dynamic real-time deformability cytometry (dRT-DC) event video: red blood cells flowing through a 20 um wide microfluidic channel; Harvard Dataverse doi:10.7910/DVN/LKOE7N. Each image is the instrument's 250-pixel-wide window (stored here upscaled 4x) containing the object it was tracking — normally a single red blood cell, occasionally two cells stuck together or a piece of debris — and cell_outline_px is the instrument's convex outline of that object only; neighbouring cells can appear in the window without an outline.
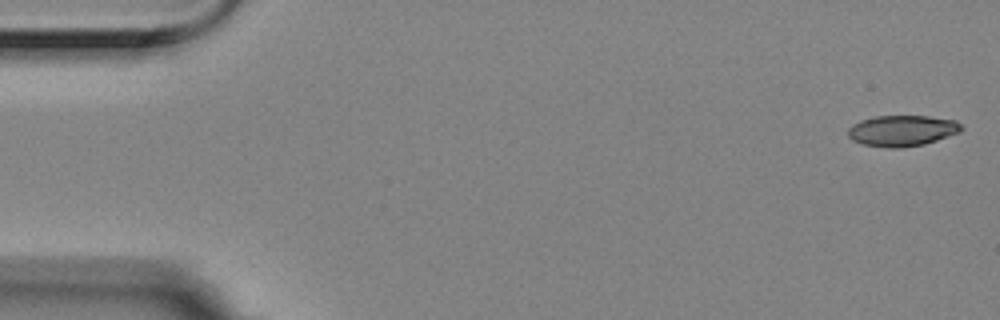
{"species": "Egyptian fruit bat (a non-hibernating species)", "species_latin": "Rousettus aegyptiacus", "temperature_condition": "room temperature", "stored_images_in_passage": 5, "camera_frame_rate_fps": 3000, "um_per_image_px": 0.085, "animal": {"sex": "female"}, "frame": {"image": 1, "passage_image": 1, "time_ms": 0.0, "image_size_px": [1000, 320], "cell_outline_px": [[964, 128], [960, 132], [924, 144], [900, 148], [888, 148], [864, 144], [852, 140], [848, 136], [848, 128], [852, 124], [860, 120], [876, 116], [928, 116], [956, 120]], "centroid_in_image_um": [76.67, 11.1], "position_along_channel_um": 8.3, "area_um2": 20.46}}
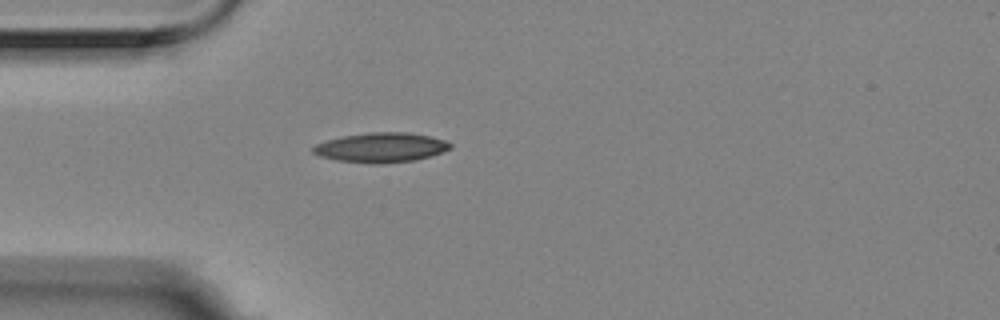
{"frame": {"image": 2, "passage_image": 5, "time_ms": 1.333, "image_size_px": [1000, 320], "cell_outline_px": [[452, 148], [444, 152], [432, 156], [416, 160], [384, 164], [372, 164], [336, 160], [320, 156], [312, 152], [312, 148], [316, 144], [328, 140], [344, 136], [368, 132], [408, 132], [428, 136], [444, 140], [452, 144]], "centroid_in_image_um": [32.42, 12.55], "position_along_channel_um": 52.6, "area_um2": 23.87}}